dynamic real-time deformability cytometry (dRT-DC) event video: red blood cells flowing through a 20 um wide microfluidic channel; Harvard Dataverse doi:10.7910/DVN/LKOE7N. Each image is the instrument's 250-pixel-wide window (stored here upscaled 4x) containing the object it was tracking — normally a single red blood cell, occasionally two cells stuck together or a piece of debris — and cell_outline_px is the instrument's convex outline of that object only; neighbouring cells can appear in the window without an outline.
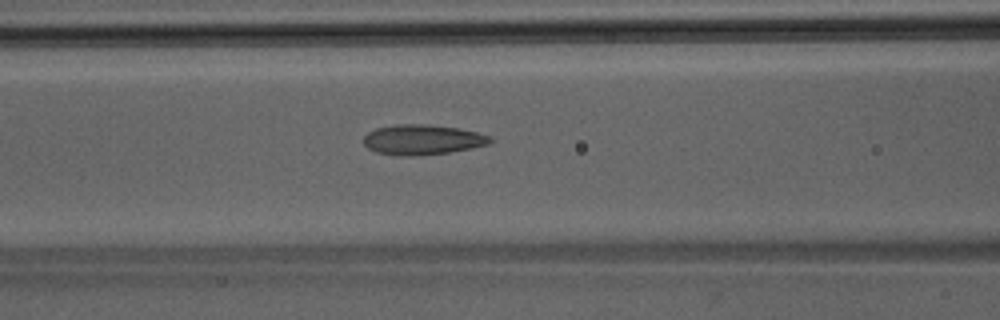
{"species": "Egyptian fruit bat (a non-hibernating species)", "species_latin": "Rousettus aegyptiacus", "temperature_condition": "room temperature", "stored_images_in_passage": 45, "camera_frame_rate_fps": 3000, "um_per_image_px": 0.085, "animal": {"sex": "male"}, "frame": {"image": 1, "passage_image": 19, "time_ms": 6.0, "image_size_px": [1000, 320], "cell_outline_px": [[496, 140], [488, 144], [472, 148], [448, 152], [412, 156], [396, 156], [376, 152], [368, 148], [364, 144], [364, 136], [368, 132], [376, 128], [396, 124], [428, 124], [460, 128], [492, 136]], "centroid_in_image_um": [35.93, 11.87], "position_along_channel_um": 130.7, "area_um2": 22.43}}
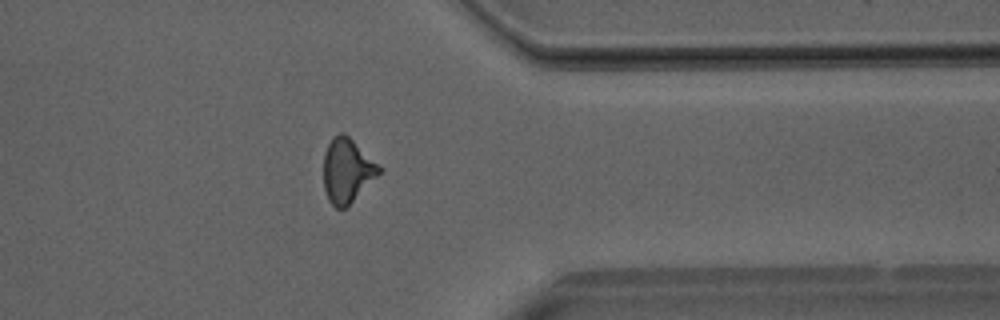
{"frame": {"image": 2, "passage_image": 36, "time_ms": 11.667, "image_size_px": [1000, 320], "cell_outline_px": [[384, 168], [344, 208], [336, 208], [328, 200], [324, 188], [324, 152], [332, 136], [340, 132], [344, 132]], "centroid_in_image_um": [29.49, 14.44], "position_along_channel_um": 381.9, "area_um2": 20.52}}
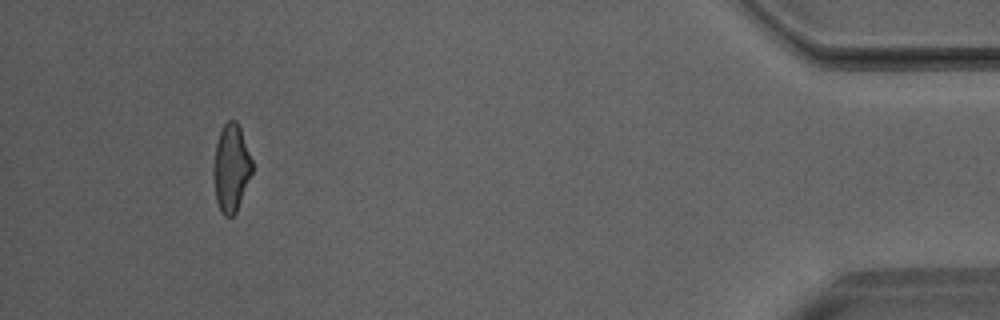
{"frame": {"image": 3, "passage_image": 42, "time_ms": 13.667, "image_size_px": [1000, 320], "cell_outline_px": [[252, 172], [236, 212], [232, 216], [224, 216], [220, 212], [216, 200], [216, 144], [220, 132], [224, 124], [228, 120], [236, 120], [240, 128], [252, 160]], "centroid_in_image_um": [19.69, 14.28], "position_along_channel_um": 415.5, "area_um2": 18.79}}